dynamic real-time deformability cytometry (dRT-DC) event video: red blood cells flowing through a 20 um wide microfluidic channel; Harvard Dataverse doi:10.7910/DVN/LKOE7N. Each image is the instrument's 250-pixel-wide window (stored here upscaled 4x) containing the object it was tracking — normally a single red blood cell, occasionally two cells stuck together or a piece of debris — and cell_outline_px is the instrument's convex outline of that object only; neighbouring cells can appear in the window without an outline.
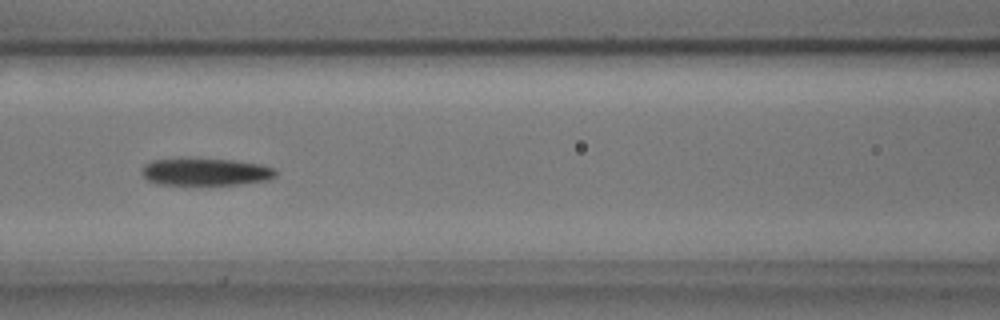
{"species": "common noctule bat (a hibernating species)", "species_latin": "Nyctalus noctula", "temperature_condition": "cold", "stored_images_in_passage": 9, "camera_frame_rate_fps": 3000, "um_per_image_px": 0.085, "animal": {"sex": "male", "body_mass_g": 17.9, "forearm_length_mm": 54.2}, "frame": {"image": 1, "passage_image": 6, "time_ms": 1.667, "image_size_px": [1000, 320], "cell_outline_px": [[276, 176], [268, 180], [240, 184], [156, 184], [148, 180], [140, 172], [140, 168], [144, 164], [152, 160], [232, 160], [260, 164], [272, 168], [276, 172]], "centroid_in_image_um": [17.46, 14.63], "position_along_channel_um": 149.1, "area_um2": 20.75}}
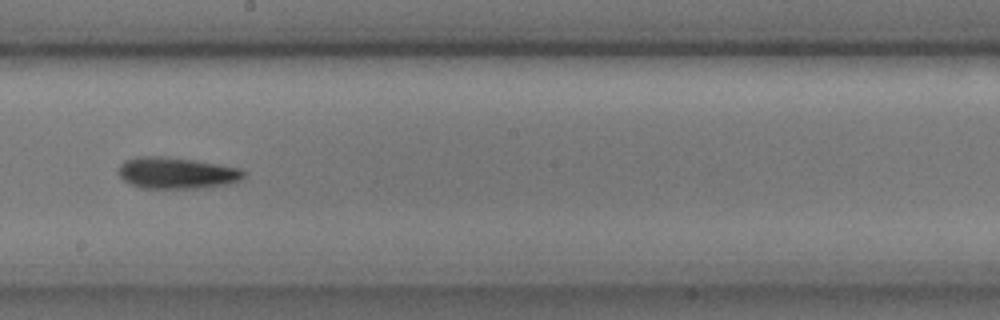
{"frame": {"image": 2, "passage_image": 8, "time_ms": 2.333, "image_size_px": [1000, 320], "cell_outline_px": [[244, 176], [240, 180], [228, 184], [196, 188], [140, 188], [124, 180], [120, 176], [120, 164], [124, 160], [136, 156], [164, 156], [196, 160], [240, 168], [244, 172]], "centroid_in_image_um": [15.0, 14.69], "position_along_channel_um": 233.2, "area_um2": 22.89}}
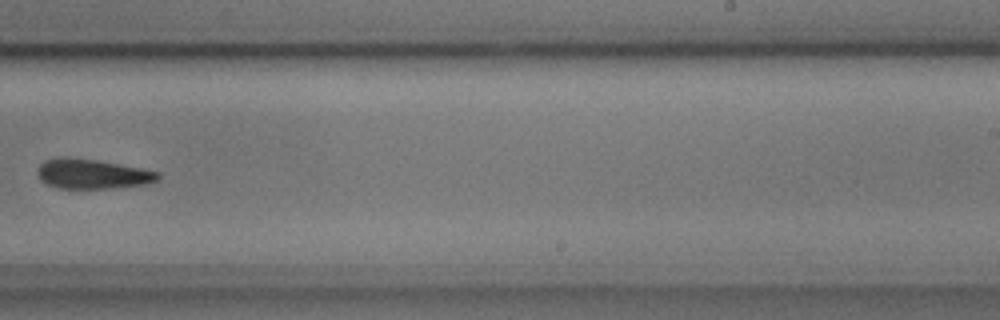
{"frame": {"image": 3, "passage_image": 9, "time_ms": 2.667, "image_size_px": [1000, 320], "cell_outline_px": [[160, 176], [156, 180], [144, 184], [108, 188], [56, 188], [40, 180], [36, 172], [40, 164], [44, 160], [96, 160], [140, 168], [160, 172]], "centroid_in_image_um": [7.86, 14.82], "position_along_channel_um": 281.1, "area_um2": 19.94}}